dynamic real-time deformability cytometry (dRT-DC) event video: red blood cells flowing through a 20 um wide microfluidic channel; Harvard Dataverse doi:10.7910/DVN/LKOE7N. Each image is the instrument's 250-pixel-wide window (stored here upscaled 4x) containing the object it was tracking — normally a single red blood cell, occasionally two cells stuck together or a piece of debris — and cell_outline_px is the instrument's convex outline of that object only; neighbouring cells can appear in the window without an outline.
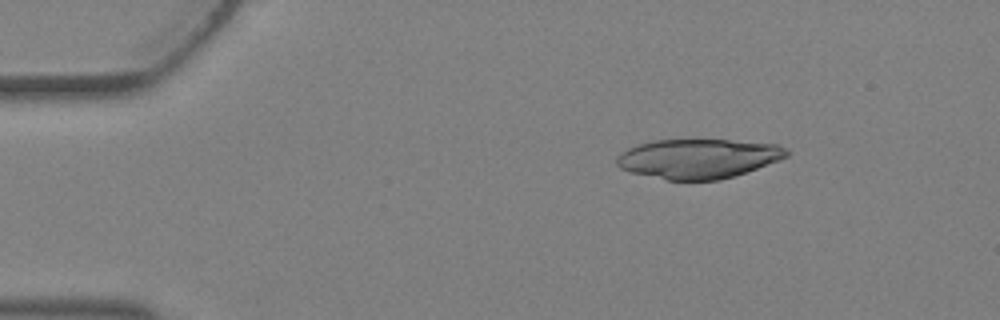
{"species": "Egyptian fruit bat (a non-hibernating species)", "species_latin": "Rousettus aegyptiacus", "temperature_condition": "warm", "stored_images_in_passage": 3, "camera_frame_rate_fps": 3000, "um_per_image_px": 0.085, "animal": {"sex": "female"}, "frame": {"image": 1, "passage_image": 2, "time_ms": 0.333, "image_size_px": [1000, 320], "cell_outline_px": [[788, 156], [756, 168], [720, 180], [668, 180], [632, 172], [620, 168], [616, 164], [616, 160], [628, 148], [636, 144], [652, 140], [728, 140], [776, 144], [784, 148], [788, 152]], "centroid_in_image_um": [59.32, 13.47], "position_along_channel_um": 25.7, "area_um2": 38.55}}